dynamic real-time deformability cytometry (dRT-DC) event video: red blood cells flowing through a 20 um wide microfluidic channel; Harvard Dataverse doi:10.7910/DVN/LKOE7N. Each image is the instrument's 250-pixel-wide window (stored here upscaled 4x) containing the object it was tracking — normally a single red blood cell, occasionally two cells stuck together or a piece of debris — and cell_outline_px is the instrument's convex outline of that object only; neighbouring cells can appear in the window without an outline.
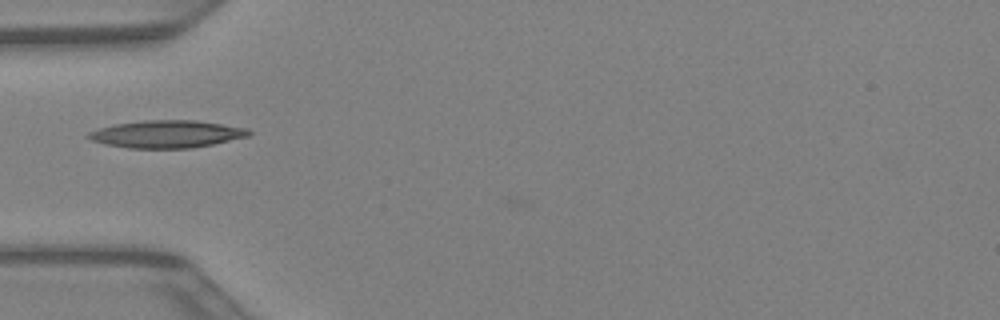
{"species": "Egyptian fruit bat (a non-hibernating species)", "species_latin": "Rousettus aegyptiacus", "temperature_condition": "warm", "stored_images_in_passage": 29, "camera_frame_rate_fps": 3000, "um_per_image_px": 0.085, "animal": {"sex": "female"}, "frame": {"image": 1, "passage_image": 1, "time_ms": 0.0, "image_size_px": [1000, 320], "cell_outline_px": [[252, 132], [248, 136], [212, 144], [192, 148], [128, 148], [104, 144], [92, 140], [84, 136], [88, 132], [100, 128], [116, 124], [144, 120], [196, 120], [248, 128]], "centroid_in_image_um": [14.16, 11.39], "position_along_channel_um": 70.8, "area_um2": 25.61}}
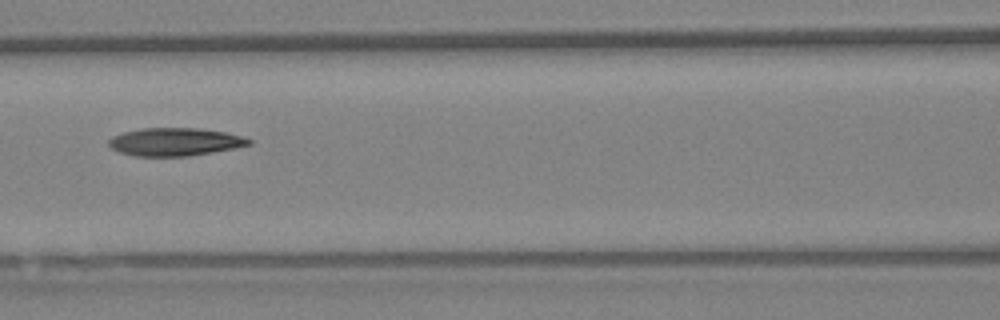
{"frame": {"image": 2, "passage_image": 6, "time_ms": 1.667, "image_size_px": [1000, 320], "cell_outline_px": [[252, 144], [212, 152], [188, 156], [132, 156], [120, 152], [112, 148], [108, 144], [108, 140], [112, 136], [124, 132], [140, 128], [200, 128], [224, 132], [240, 136], [252, 140]], "centroid_in_image_um": [14.83, 12.05], "position_along_channel_um": 151.8, "area_um2": 22.72}}
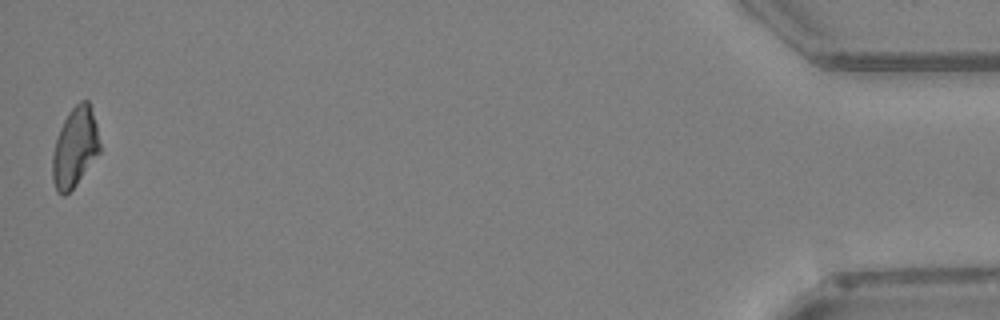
{"frame": {"image": 3, "passage_image": 29, "time_ms": 9.333, "image_size_px": [1000, 320], "cell_outline_px": [[100, 152], [76, 184], [64, 196], [56, 192], [52, 180], [52, 156], [56, 140], [60, 128], [68, 112], [80, 100], [88, 100], [96, 124], [100, 144]], "centroid_in_image_um": [6.35, 12.54], "position_along_channel_um": 428.8, "area_um2": 21.79}}